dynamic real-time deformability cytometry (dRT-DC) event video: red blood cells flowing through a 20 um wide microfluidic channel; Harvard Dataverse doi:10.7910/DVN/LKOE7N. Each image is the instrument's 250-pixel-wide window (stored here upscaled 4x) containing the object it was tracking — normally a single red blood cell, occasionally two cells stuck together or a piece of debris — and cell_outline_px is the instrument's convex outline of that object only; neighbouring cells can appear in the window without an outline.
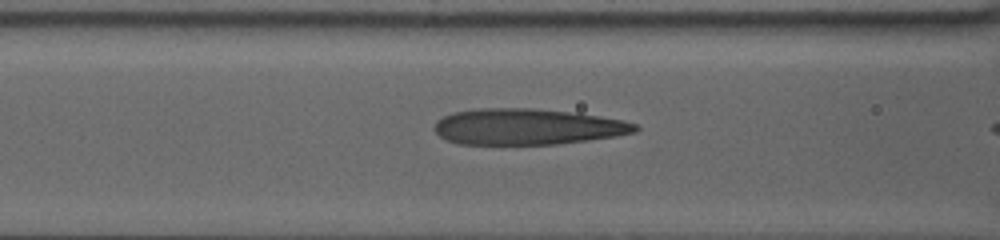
{"species": "human", "species_latin": "Homo sapiens", "temperature_condition": "warm", "stored_images_in_passage": 6, "camera_frame_rate_fps": 3000, "um_per_image_px": 0.085, "donor": {"sex": "female"}, "frame": {"image": 1, "passage_image": 3, "time_ms": 0.667, "image_size_px": [1000, 240], "cell_outline_px": [[640, 128], [636, 132], [616, 136], [588, 140], [556, 144], [460, 144], [448, 140], [440, 136], [432, 128], [436, 120], [452, 112], [480, 108], [532, 108], [576, 112], [624, 120], [636, 124]], "centroid_in_image_um": [44.83, 10.76], "position_along_channel_um": 121.8, "area_um2": 42.43}}
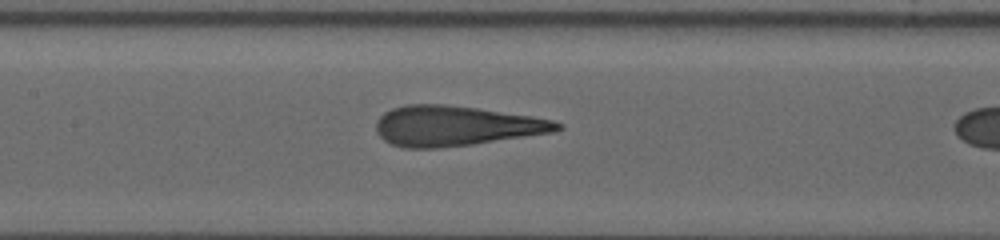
{"frame": {"image": 2, "passage_image": 5, "time_ms": 1.333, "image_size_px": [1000, 240], "cell_outline_px": [[564, 128], [556, 132], [472, 144], [440, 148], [404, 148], [392, 144], [384, 140], [376, 132], [376, 120], [384, 112], [392, 108], [408, 104], [444, 104], [476, 108], [532, 116], [552, 120], [564, 124]], "centroid_in_image_um": [38.74, 10.7], "position_along_channel_um": 168.7, "area_um2": 42.43}}